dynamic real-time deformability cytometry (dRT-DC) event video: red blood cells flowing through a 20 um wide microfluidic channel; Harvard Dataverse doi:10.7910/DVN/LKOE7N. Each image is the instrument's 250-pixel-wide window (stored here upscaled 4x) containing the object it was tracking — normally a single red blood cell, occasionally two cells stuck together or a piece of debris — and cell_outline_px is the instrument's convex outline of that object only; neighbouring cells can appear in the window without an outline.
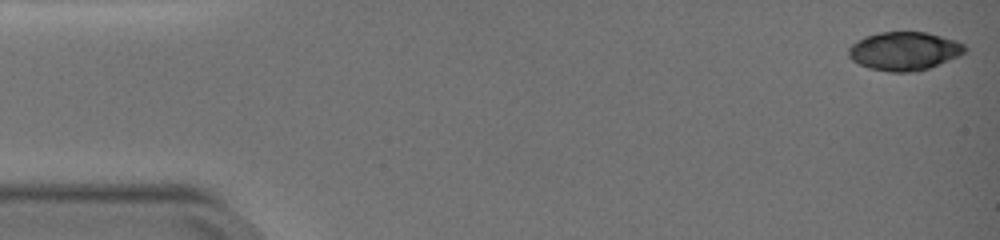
{"species": "common noctule bat (a hibernating species)", "species_latin": "Nyctalus noctula", "temperature_condition": "warm", "stored_images_in_passage": 50, "camera_frame_rate_fps": 3000, "um_per_image_px": 0.085, "animal": {"sex": "female", "body_mass_g": 19.0, "forearm_length_mm": 51.5}, "frame": {"image": 1, "passage_image": 1, "time_ms": 0.0, "image_size_px": [1000, 240], "cell_outline_px": [[968, 48], [960, 56], [928, 68], [916, 72], [892, 72], [868, 68], [852, 60], [848, 56], [848, 48], [856, 40], [864, 36], [880, 32], [928, 32], [956, 40], [964, 44]], "centroid_in_image_um": [76.86, 4.33], "position_along_channel_um": 8.1, "area_um2": 26.3}}
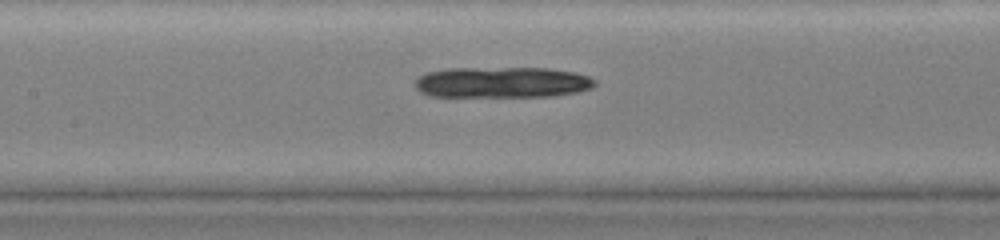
{"frame": {"image": 2, "passage_image": 24, "time_ms": 7.667, "image_size_px": [1000, 240], "cell_outline_px": [[596, 84], [592, 88], [576, 92], [552, 96], [428, 96], [420, 92], [412, 84], [420, 76], [428, 72], [448, 68], [548, 68], [576, 72], [588, 76], [596, 80]], "centroid_in_image_um": [42.68, 6.99], "position_along_channel_um": 164.7, "area_um2": 32.48}}
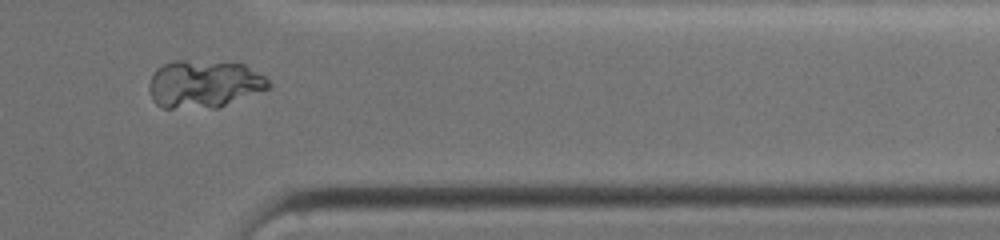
{"frame": {"image": 3, "passage_image": 42, "time_ms": 13.667, "image_size_px": [1000, 240], "cell_outline_px": [[272, 84], [268, 88], [216, 108], [160, 108], [152, 100], [148, 88], [148, 84], [156, 68], [172, 60], [184, 60], [244, 64], [268, 76]], "centroid_in_image_um": [17.32, 7.14], "position_along_channel_um": 394.1, "area_um2": 33.41}}